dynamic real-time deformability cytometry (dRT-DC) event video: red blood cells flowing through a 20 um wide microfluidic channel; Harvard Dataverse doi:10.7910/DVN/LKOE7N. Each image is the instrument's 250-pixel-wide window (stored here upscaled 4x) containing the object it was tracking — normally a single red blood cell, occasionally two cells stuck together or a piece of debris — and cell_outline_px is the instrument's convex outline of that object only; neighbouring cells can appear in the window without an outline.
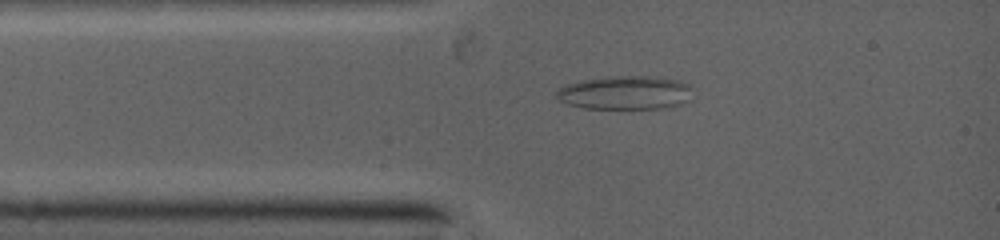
{"species": "common noctule bat (a hibernating species)", "species_latin": "Nyctalus noctula", "temperature_condition": "warm", "stored_images_in_passage": 10, "camera_frame_rate_fps": 5000, "um_per_image_px": 0.085, "animal": {"sex": "female", "body_mass_g": 19.0, "forearm_length_mm": 53.3}, "frame": {"image": 1, "passage_image": 4, "time_ms": 1.2, "image_size_px": [1000, 240], "cell_outline_px": [[692, 84], [688, 100], [676, 104], [656, 108], [584, 108], [568, 104], [560, 100], [556, 96], [556, 92], [560, 88], [568, 84], [588, 80], [636, 76], [640, 76], [680, 80]], "centroid_in_image_um": [53.16, 7.89], "position_along_channel_um": 31.8, "area_um2": 25.66}}
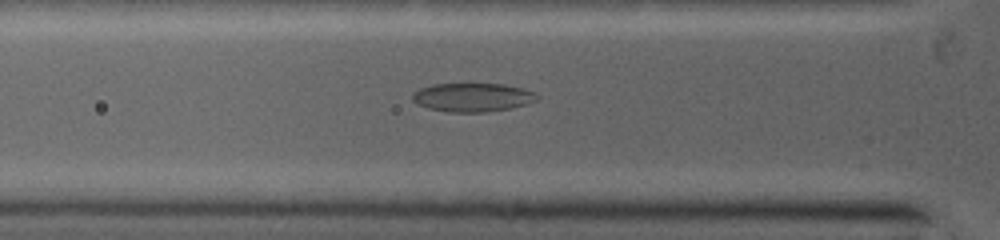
{"frame": {"image": 2, "passage_image": 7, "time_ms": 2.6, "image_size_px": [1000, 240], "cell_outline_px": [[536, 100], [524, 104], [508, 108], [488, 112], [452, 112], [428, 108], [412, 100], [412, 96], [420, 88], [436, 84], [504, 84], [520, 88], [532, 92], [536, 96]], "centroid_in_image_um": [40.13, 8.27], "position_along_channel_um": 85.7, "area_um2": 20.23}}
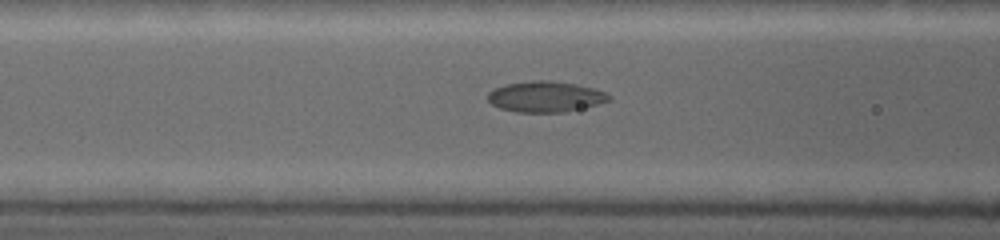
{"frame": {"image": 3, "passage_image": 9, "time_ms": 3.4, "image_size_px": [1000, 240], "cell_outline_px": [[608, 100], [596, 104], [580, 108], [560, 112], [516, 112], [500, 108], [492, 104], [488, 100], [488, 92], [496, 88], [508, 84], [572, 84], [592, 88], [604, 92], [608, 96]], "centroid_in_image_um": [46.31, 8.29], "position_along_channel_um": 120.3, "area_um2": 19.94}}